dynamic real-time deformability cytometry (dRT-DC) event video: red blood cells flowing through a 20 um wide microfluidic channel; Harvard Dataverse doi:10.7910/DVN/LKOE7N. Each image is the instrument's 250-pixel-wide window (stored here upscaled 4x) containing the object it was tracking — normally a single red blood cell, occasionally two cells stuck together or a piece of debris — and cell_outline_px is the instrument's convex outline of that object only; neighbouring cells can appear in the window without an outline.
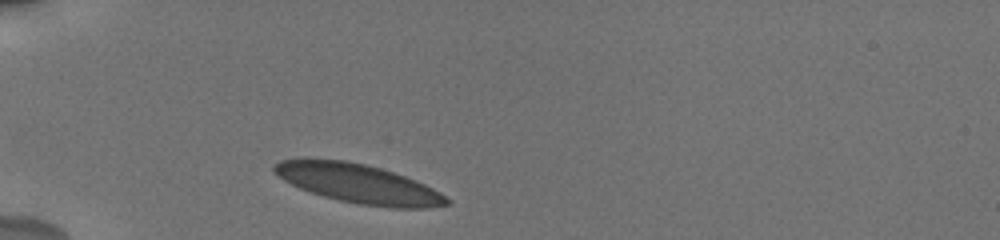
{"species": "human", "species_latin": "Homo sapiens", "temperature_condition": "cold", "stored_images_in_passage": 21, "camera_frame_rate_fps": 3000, "um_per_image_px": 0.085, "donor": {"sex": "male"}, "frame": {"image": 1, "passage_image": 1, "time_ms": 0.0, "image_size_px": [1000, 240], "cell_outline_px": [[452, 204], [428, 208], [392, 208], [360, 204], [340, 200], [324, 196], [300, 188], [284, 180], [272, 172], [272, 164], [280, 160], [300, 156], [348, 160], [380, 168], [416, 180], [440, 192], [452, 200]], "centroid_in_image_um": [30.41, 15.57], "position_along_channel_um": 54.6, "area_um2": 39.94}}
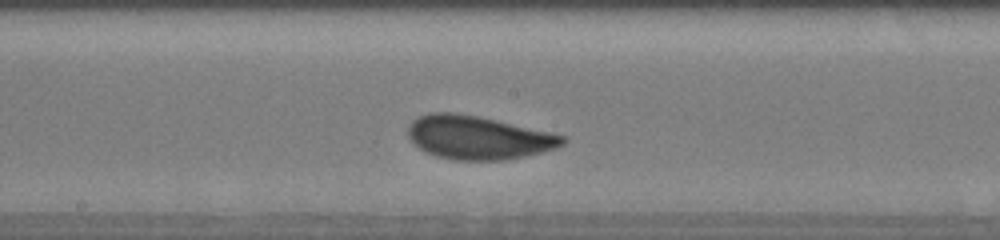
{"frame": {"image": 2, "passage_image": 8, "time_ms": 4.667, "image_size_px": [1000, 240], "cell_outline_px": [[568, 140], [564, 144], [556, 148], [524, 156], [504, 160], [452, 160], [436, 156], [420, 148], [408, 136], [408, 128], [412, 120], [428, 112], [456, 112], [480, 116], [548, 132], [564, 136]], "centroid_in_image_um": [40.63, 11.68], "position_along_channel_um": 207.6, "area_um2": 38.96}}
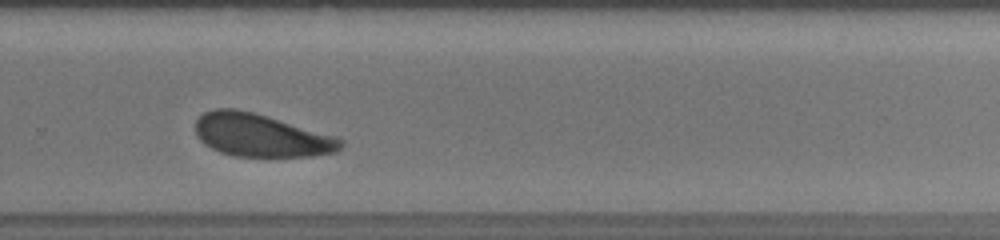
{"frame": {"image": 3, "passage_image": 17, "time_ms": 7.333, "image_size_px": [1000, 240], "cell_outline_px": [[344, 144], [336, 152], [312, 156], [232, 156], [220, 152], [204, 144], [196, 136], [196, 120], [204, 112], [212, 108], [236, 108], [268, 116], [336, 136], [344, 140]], "centroid_in_image_um": [22.17, 11.49], "position_along_channel_um": 307.6, "area_um2": 36.41}}